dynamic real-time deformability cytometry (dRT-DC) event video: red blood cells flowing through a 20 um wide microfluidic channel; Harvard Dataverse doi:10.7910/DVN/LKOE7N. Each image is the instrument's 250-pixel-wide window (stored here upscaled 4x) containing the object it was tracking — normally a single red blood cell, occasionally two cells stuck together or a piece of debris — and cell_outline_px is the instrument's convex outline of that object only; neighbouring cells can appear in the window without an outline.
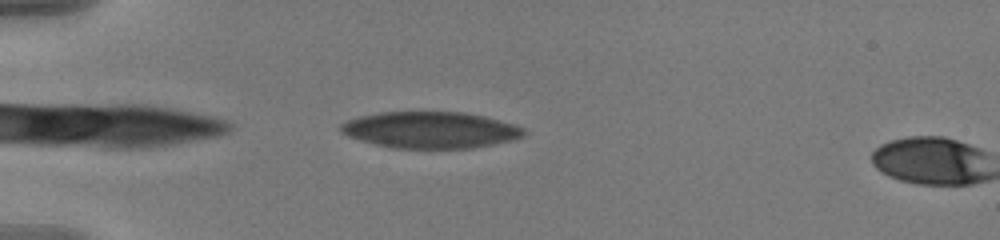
{"species": "human", "species_latin": "Homo sapiens", "temperature_condition": "warm", "stored_images_in_passage": 3, "camera_frame_rate_fps": 3000, "um_per_image_px": 0.085, "donor": {"sex": "male"}, "frame": {"image": 1, "passage_image": 1, "time_ms": 0.0, "image_size_px": [1000, 240], "cell_outline_px": [[528, 132], [524, 136], [512, 140], [472, 148], [392, 148], [360, 140], [348, 136], [340, 132], [340, 124], [344, 120], [360, 116], [380, 112], [464, 112], [484, 116], [516, 124], [524, 128]], "centroid_in_image_um": [36.59, 11.04], "position_along_channel_um": 48.4, "area_um2": 39.13}}